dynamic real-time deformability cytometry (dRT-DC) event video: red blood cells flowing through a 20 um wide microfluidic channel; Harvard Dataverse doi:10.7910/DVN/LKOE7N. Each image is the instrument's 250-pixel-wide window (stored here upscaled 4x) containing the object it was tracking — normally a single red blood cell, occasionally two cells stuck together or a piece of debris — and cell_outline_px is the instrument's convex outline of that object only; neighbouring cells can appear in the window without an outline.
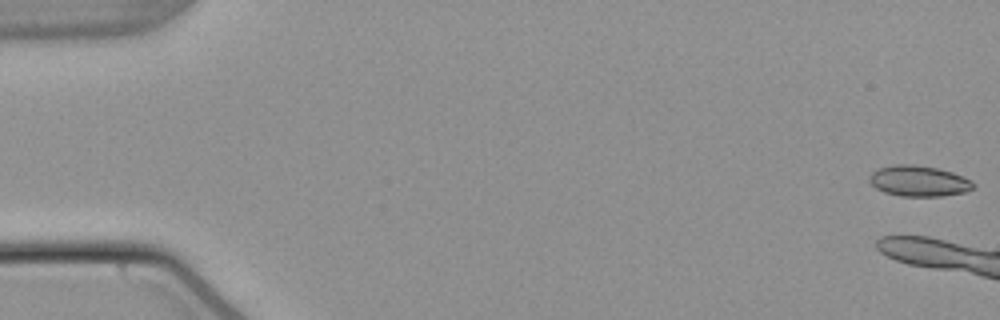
{"species": "common noctule bat (a hibernating species)", "species_latin": "Nyctalus noctula", "temperature_condition": "warm", "stored_images_in_passage": 6, "camera_frame_rate_fps": 3000, "um_per_image_px": 0.085, "animal": {"sex": "male", "body_mass_g": 21.5, "forearm_length_mm": 52.0}, "frame": {"image": 1, "passage_image": 1, "time_ms": 0.0, "image_size_px": [1000, 320], "cell_outline_px": [[976, 184], [972, 188], [964, 192], [940, 196], [900, 196], [884, 192], [876, 188], [868, 180], [868, 176], [876, 168], [896, 164], [916, 164], [936, 168], [952, 172], [972, 180]], "centroid_in_image_um": [78.06, 15.37], "position_along_channel_um": 6.9, "area_um2": 18.73}}